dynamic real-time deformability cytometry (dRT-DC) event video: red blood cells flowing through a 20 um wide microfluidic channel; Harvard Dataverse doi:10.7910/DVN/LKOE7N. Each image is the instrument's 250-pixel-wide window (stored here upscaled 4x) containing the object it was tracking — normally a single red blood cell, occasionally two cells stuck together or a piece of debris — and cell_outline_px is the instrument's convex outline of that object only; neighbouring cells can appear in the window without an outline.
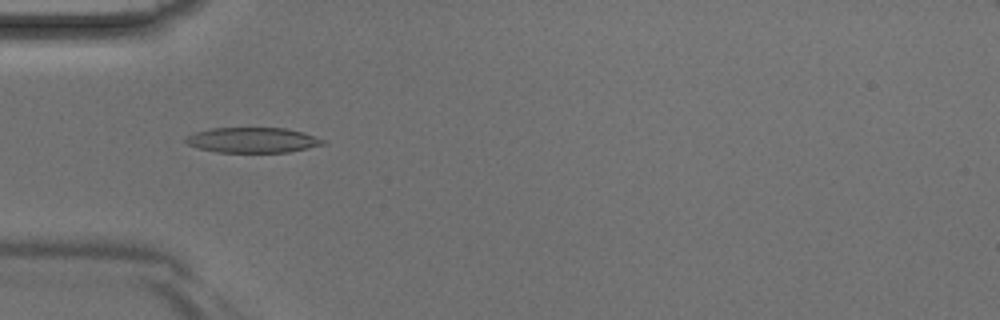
{"species": "Egyptian fruit bat (a non-hibernating species)", "species_latin": "Rousettus aegyptiacus", "temperature_condition": "room temperature", "stored_images_in_passage": 44, "camera_frame_rate_fps": 3000, "um_per_image_px": 0.085, "animal": {"sex": "male"}, "frame": {"image": 1, "passage_image": 14, "time_ms": 4.333, "image_size_px": [1000, 320], "cell_outline_px": [[328, 144], [288, 152], [216, 152], [200, 148], [188, 144], [184, 140], [188, 136], [196, 132], [212, 128], [284, 128], [304, 132], [324, 140]], "centroid_in_image_um": [21.52, 11.91], "position_along_channel_um": 63.5, "area_um2": 20.06}}
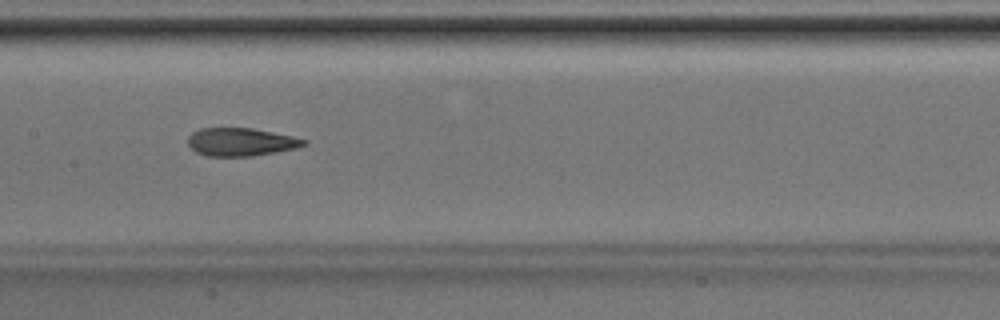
{"frame": {"image": 2, "passage_image": 22, "time_ms": 7.0, "image_size_px": [1000, 320], "cell_outline_px": [[308, 144], [296, 148], [276, 152], [252, 156], [208, 156], [196, 152], [188, 144], [188, 136], [192, 132], [200, 128], [252, 128], [292, 136], [308, 140]], "centroid_in_image_um": [20.48, 12.06], "position_along_channel_um": 186.9, "area_um2": 18.96}}
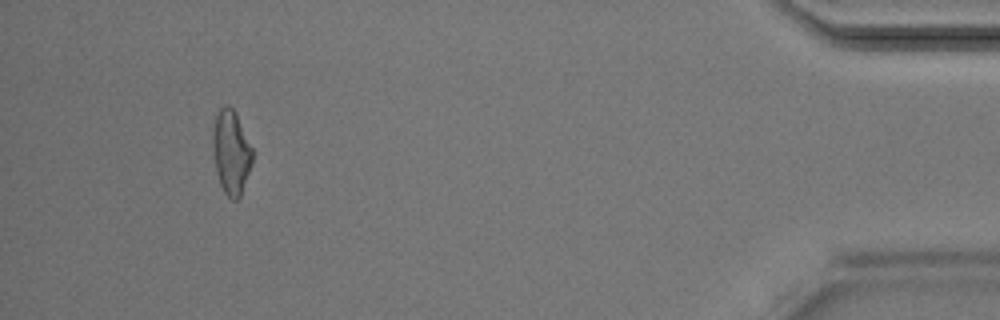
{"frame": {"image": 3, "passage_image": 41, "time_ms": 13.333, "image_size_px": [1000, 320], "cell_outline_px": [[252, 164], [240, 196], [236, 200], [232, 200], [224, 192], [220, 184], [216, 172], [212, 148], [212, 132], [216, 116], [220, 108], [228, 104], [236, 112], [252, 148]], "centroid_in_image_um": [19.63, 12.93], "position_along_channel_um": 415.6, "area_um2": 19.42}}